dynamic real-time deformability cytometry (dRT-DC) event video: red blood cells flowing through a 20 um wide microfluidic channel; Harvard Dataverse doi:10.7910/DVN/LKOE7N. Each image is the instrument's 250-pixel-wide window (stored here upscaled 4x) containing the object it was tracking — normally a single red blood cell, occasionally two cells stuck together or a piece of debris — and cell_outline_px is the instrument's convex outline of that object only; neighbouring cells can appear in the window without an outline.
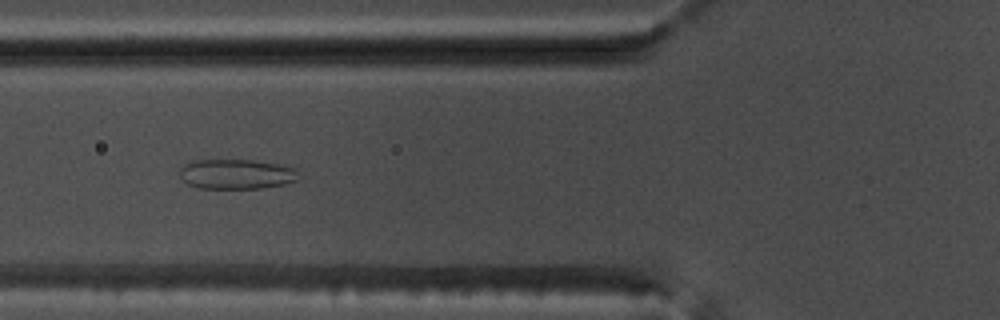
{"species": "common noctule bat (a hibernating species)", "species_latin": "Nyctalus noctula", "temperature_condition": "warm", "stored_images_in_passage": 13, "camera_frame_rate_fps": 3000, "um_per_image_px": 0.085, "animal": {"sex": "male", "body_mass_g": 17.5, "forearm_length_mm": 52.3}, "frame": {"image": 1, "passage_image": 10, "time_ms": 3.0, "image_size_px": [1000, 320], "cell_outline_px": [[300, 180], [284, 184], [260, 188], [200, 188], [188, 184], [180, 176], [180, 168], [184, 164], [196, 160], [252, 160], [280, 164], [296, 168]], "centroid_in_image_um": [20.13, 14.79], "position_along_channel_um": 105.7, "area_um2": 20.75}}